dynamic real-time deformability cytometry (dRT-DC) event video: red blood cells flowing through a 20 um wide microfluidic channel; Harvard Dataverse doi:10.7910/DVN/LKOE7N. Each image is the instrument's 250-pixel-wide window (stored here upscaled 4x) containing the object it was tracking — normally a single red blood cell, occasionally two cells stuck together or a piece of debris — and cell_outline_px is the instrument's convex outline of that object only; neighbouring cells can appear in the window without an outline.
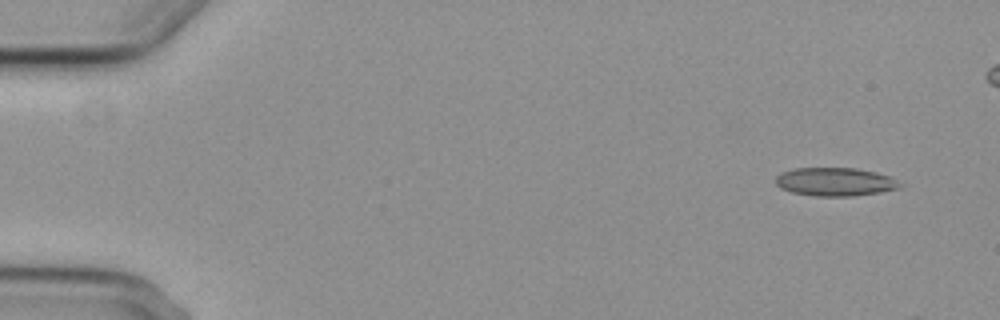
{"species": "common noctule bat (a hibernating species)", "species_latin": "Nyctalus noctula", "temperature_condition": "cold", "stored_images_in_passage": 4, "camera_frame_rate_fps": 3000, "um_per_image_px": 0.085, "animal": {"sex": "female", "body_mass_g": 29.2, "forearm_length_mm": 56.3}, "frame": {"image": 1, "passage_image": 1, "time_ms": 0.0, "image_size_px": [1000, 320], "cell_outline_px": [[904, 188], [880, 192], [852, 196], [812, 196], [792, 192], [780, 188], [776, 184], [776, 176], [780, 172], [792, 168], [856, 168], [876, 172], [888, 176], [904, 184]], "centroid_in_image_um": [71.0, 15.45], "position_along_channel_um": 14.0, "area_um2": 20.81}}